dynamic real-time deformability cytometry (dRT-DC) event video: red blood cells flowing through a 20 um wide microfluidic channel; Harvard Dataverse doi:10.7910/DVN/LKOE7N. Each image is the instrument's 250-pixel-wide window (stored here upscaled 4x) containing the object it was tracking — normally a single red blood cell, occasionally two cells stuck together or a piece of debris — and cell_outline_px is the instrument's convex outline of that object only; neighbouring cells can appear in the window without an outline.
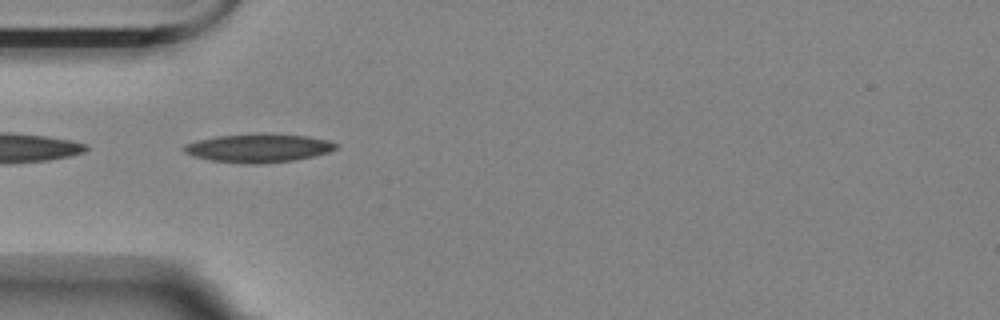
{"species": "Egyptian fruit bat (a non-hibernating species)", "species_latin": "Rousettus aegyptiacus", "temperature_condition": "room temperature", "stored_images_in_passage": 41, "camera_frame_rate_fps": 3000, "um_per_image_px": 0.085, "animal": {"sex": "female"}, "frame": {"image": 1, "passage_image": 2, "time_ms": 0.333, "image_size_px": [1000, 320], "cell_outline_px": [[340, 144], [336, 148], [328, 152], [296, 160], [260, 164], [240, 164], [212, 160], [196, 156], [184, 152], [184, 144], [216, 136], [260, 132], [268, 132], [308, 136], [328, 140]], "centroid_in_image_um": [22.02, 12.57], "position_along_channel_um": 63.0, "area_um2": 25.61}}
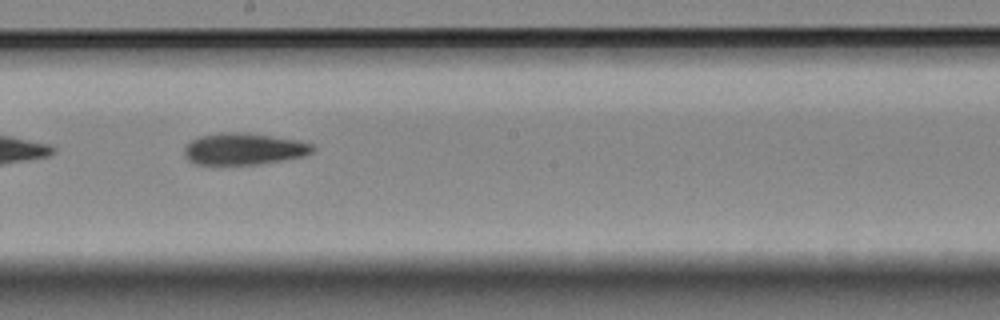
{"frame": {"image": 2, "passage_image": 16, "time_ms": 5.0, "image_size_px": [1000, 320], "cell_outline_px": [[316, 148], [312, 152], [304, 156], [256, 164], [196, 164], [188, 160], [184, 156], [184, 148], [192, 140], [200, 136], [228, 132], [236, 132], [272, 136], [300, 140], [312, 144]], "centroid_in_image_um": [20.74, 12.66], "position_along_channel_um": 227.5, "area_um2": 23.41}}
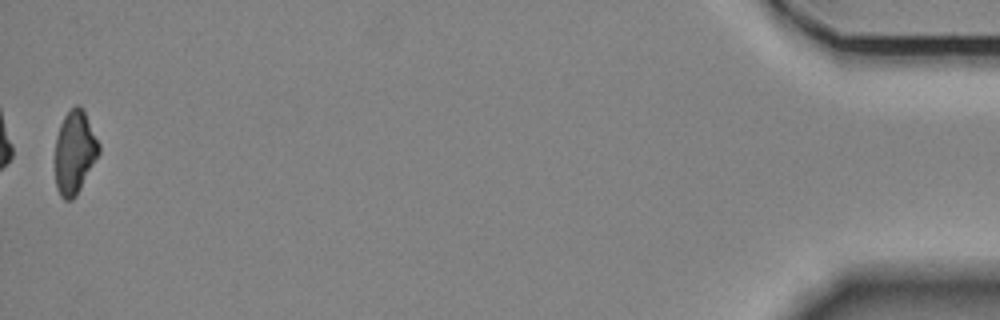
{"frame": {"image": 3, "passage_image": 41, "time_ms": 13.333, "image_size_px": [1000, 320], "cell_outline_px": [[100, 152], [76, 196], [72, 200], [64, 200], [60, 196], [56, 188], [56, 136], [60, 124], [64, 116], [76, 104], [80, 104], [84, 108], [100, 144]], "centroid_in_image_um": [6.36, 12.91], "position_along_channel_um": 428.8, "area_um2": 21.33}, "authors_computed_cell_mechanics": {"area_um2": 23.409, "velocity_mm_per_s": 3.524, "shape_relaxation_time_tau1_ms": 4.8151, "shape_relaxation_time_tau2_ms": 9.743, "deformation_change_tau1": 0.1373, "deformation_change_tau2": 0.2004}}